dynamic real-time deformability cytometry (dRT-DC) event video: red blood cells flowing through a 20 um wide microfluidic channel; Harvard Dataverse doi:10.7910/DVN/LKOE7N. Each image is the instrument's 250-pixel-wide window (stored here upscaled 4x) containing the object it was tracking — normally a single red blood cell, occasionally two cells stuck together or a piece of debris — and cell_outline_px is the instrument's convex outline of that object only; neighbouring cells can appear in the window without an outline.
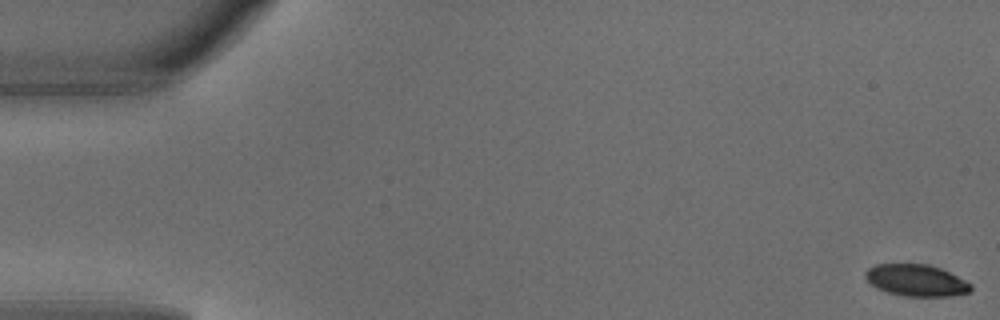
{"species": "common noctule bat (a hibernating species)", "species_latin": "Nyctalus noctula", "temperature_condition": "warm", "stored_images_in_passage": 6, "camera_frame_rate_fps": 3000, "um_per_image_px": 0.085, "animal": {"sex": "male", "body_mass_g": 18.8}, "frame": {"image": 1, "passage_image": 1, "time_ms": 0.0, "image_size_px": [1000, 320], "cell_outline_px": [[972, 288], [968, 292], [948, 296], [904, 296], [888, 292], [876, 288], [864, 276], [864, 272], [868, 268], [876, 264], [928, 264], [940, 268], [972, 284]], "centroid_in_image_um": [77.85, 23.82], "position_along_channel_um": 7.2, "area_um2": 19.31}}
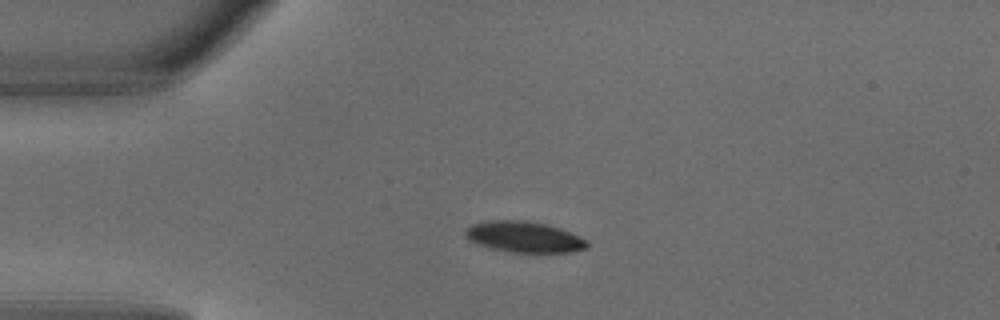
{"frame": {"image": 2, "passage_image": 4, "time_ms": 1.0, "image_size_px": [1000, 320], "cell_outline_px": [[588, 248], [572, 252], [508, 252], [488, 248], [468, 240], [464, 236], [464, 232], [472, 224], [492, 220], [524, 220], [544, 224], [560, 228], [580, 236], [588, 240]], "centroid_in_image_um": [44.55, 20.15], "position_along_channel_um": 40.5, "area_um2": 22.08}}
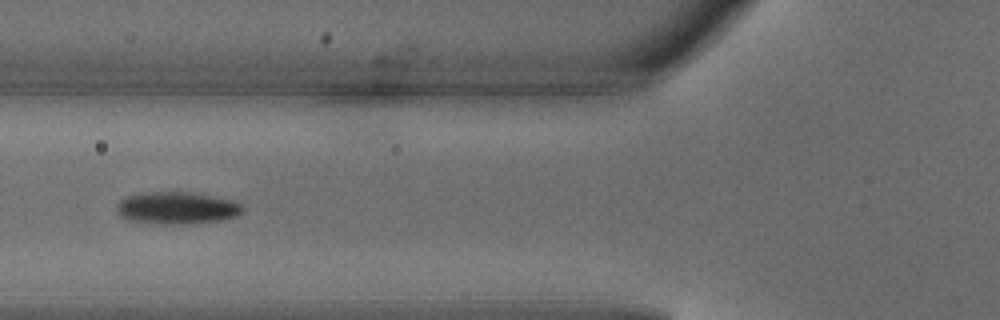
{"frame": {"image": 3, "passage_image": 6, "time_ms": 1.667, "image_size_px": [1000, 320], "cell_outline_px": [[244, 212], [236, 216], [220, 220], [188, 224], [160, 224], [128, 220], [120, 216], [116, 212], [116, 204], [124, 196], [140, 192], [192, 192], [236, 200], [244, 208]], "centroid_in_image_um": [15.02, 17.67], "position_along_channel_um": 110.8, "area_um2": 24.1}}